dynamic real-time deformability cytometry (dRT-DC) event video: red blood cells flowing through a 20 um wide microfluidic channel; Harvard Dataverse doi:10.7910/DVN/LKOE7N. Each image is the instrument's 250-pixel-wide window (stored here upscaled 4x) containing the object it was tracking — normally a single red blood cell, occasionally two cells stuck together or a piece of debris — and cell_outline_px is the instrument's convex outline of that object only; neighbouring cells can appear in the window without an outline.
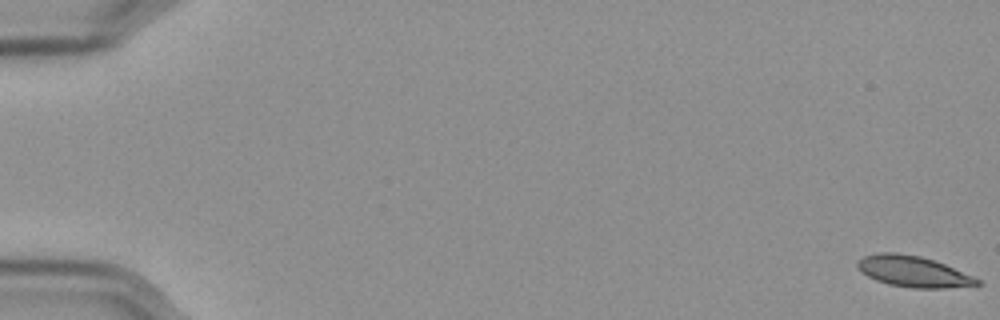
{"species": "Egyptian fruit bat (a non-hibernating species)", "species_latin": "Rousettus aegyptiacus", "temperature_condition": "cold", "stored_images_in_passage": 58, "camera_frame_rate_fps": 3000, "um_per_image_px": 0.085, "frame": {"image": 1, "passage_image": 1, "time_ms": 0.0, "image_size_px": [1000, 320], "cell_outline_px": [[984, 284], [944, 288], [912, 288], [888, 284], [876, 280], [860, 272], [856, 268], [856, 260], [864, 256], [880, 252], [896, 252], [920, 256], [936, 260], [972, 276], [980, 280]], "centroid_in_image_um": [77.58, 23.07], "position_along_channel_um": 7.4, "area_um2": 21.79}}
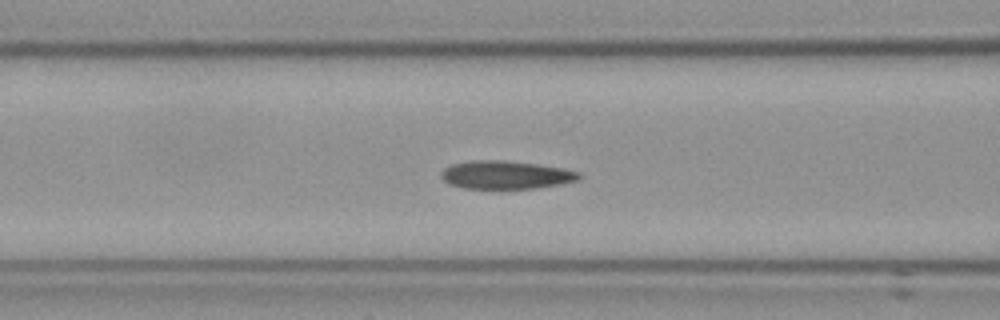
{"frame": {"image": 2, "passage_image": 25, "time_ms": 8.0, "image_size_px": [1000, 320], "cell_outline_px": [[580, 180], [560, 184], [532, 188], [464, 188], [448, 184], [440, 176], [440, 172], [444, 168], [452, 164], [472, 160], [504, 160], [536, 164], [564, 168], [580, 172]], "centroid_in_image_um": [42.98, 14.86], "position_along_channel_um": 123.6, "area_um2": 22.6}}
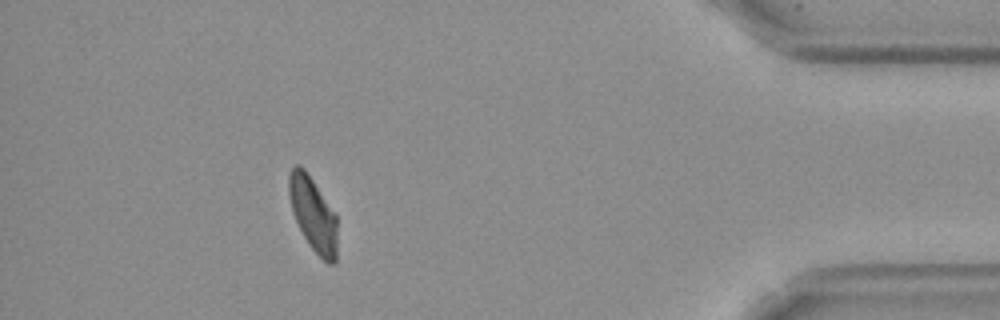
{"frame": {"image": 3, "passage_image": 53, "time_ms": 17.333, "image_size_px": [1000, 320], "cell_outline_px": [[336, 264], [328, 264], [308, 244], [296, 220], [292, 208], [288, 192], [288, 176], [292, 168], [296, 164], [300, 164], [304, 168], [336, 216]], "centroid_in_image_um": [26.6, 18.2], "position_along_channel_um": 408.6, "area_um2": 20.35}, "authors_computed_cell_mechanics": {"area_um2": 22.253, "velocity_mm_per_s": 3.5486, "shape_relaxation_time_tau1_ms": 6.7987, "shape_relaxation_time_tau2_ms": 2.0135, "deformation_change_tau1": 0.1566, "deformation_change_tau2": 0.0659}}